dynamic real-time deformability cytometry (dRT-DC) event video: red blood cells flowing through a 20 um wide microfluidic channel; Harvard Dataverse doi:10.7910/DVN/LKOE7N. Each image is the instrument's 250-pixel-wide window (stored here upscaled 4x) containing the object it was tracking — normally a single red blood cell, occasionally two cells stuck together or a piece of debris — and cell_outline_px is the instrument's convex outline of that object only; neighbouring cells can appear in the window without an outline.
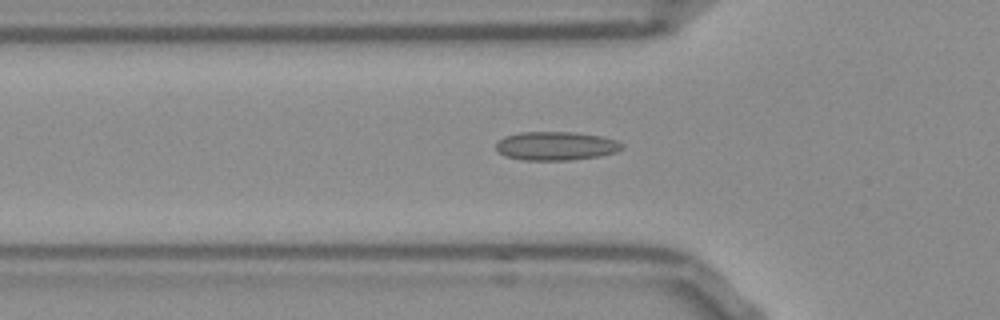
{"species": "Egyptian fruit bat (a non-hibernating species)", "species_latin": "Rousettus aegyptiacus", "temperature_condition": "room temperature", "stored_images_in_passage": 38, "camera_frame_rate_fps": 3000, "um_per_image_px": 0.085, "frame": {"image": 1, "passage_image": 9, "time_ms": 2.667, "image_size_px": [1000, 320], "cell_outline_px": [[624, 148], [616, 152], [600, 156], [568, 160], [524, 160], [508, 156], [500, 152], [496, 148], [496, 144], [504, 136], [520, 132], [572, 132], [600, 136], [616, 140], [624, 144]], "centroid_in_image_um": [47.29, 12.4], "position_along_channel_um": 78.5, "area_um2": 20.92}}
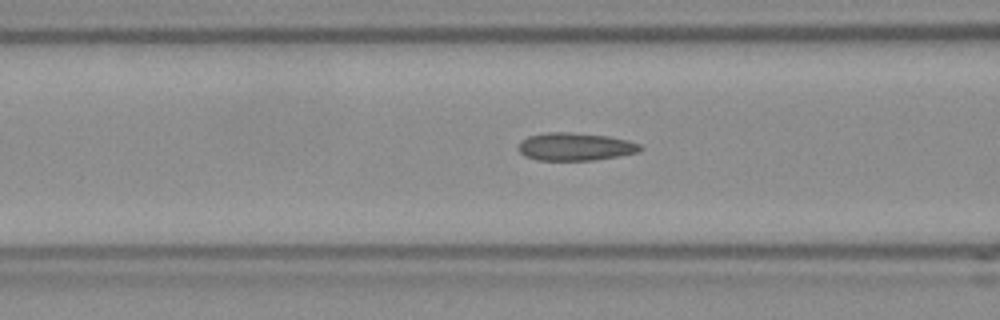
{"frame": {"image": 2, "passage_image": 12, "time_ms": 3.667, "image_size_px": [1000, 320], "cell_outline_px": [[644, 148], [640, 152], [596, 160], [536, 160], [524, 156], [520, 152], [520, 144], [528, 136], [548, 132], [568, 132], [608, 136], [628, 140], [640, 144]], "centroid_in_image_um": [48.95, 12.47], "position_along_channel_um": 117.7, "area_um2": 19.71}}
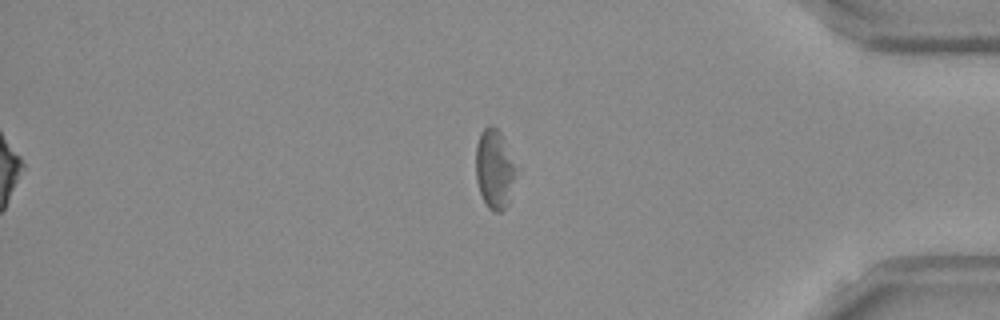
{"frame": {"image": 3, "passage_image": 36, "time_ms": 11.667, "image_size_px": [1000, 320], "cell_outline_px": [[512, 180], [508, 204], [500, 212], [492, 212], [488, 208], [480, 192], [476, 180], [476, 144], [480, 132], [488, 124], [492, 124], [504, 136], [512, 164]], "centroid_in_image_um": [41.95, 14.33], "position_along_channel_um": 393.2, "area_um2": 17.92}, "authors_computed_cell_mechanics": {"area_um2": 19.2185, "velocity_mm_per_s": 3.8233, "shape_relaxation_time_tau1_ms": null, "shape_relaxation_time_tau2_ms": 2.1195, "deformation_change_tau1": null, "deformation_change_tau2": 0.0635}}